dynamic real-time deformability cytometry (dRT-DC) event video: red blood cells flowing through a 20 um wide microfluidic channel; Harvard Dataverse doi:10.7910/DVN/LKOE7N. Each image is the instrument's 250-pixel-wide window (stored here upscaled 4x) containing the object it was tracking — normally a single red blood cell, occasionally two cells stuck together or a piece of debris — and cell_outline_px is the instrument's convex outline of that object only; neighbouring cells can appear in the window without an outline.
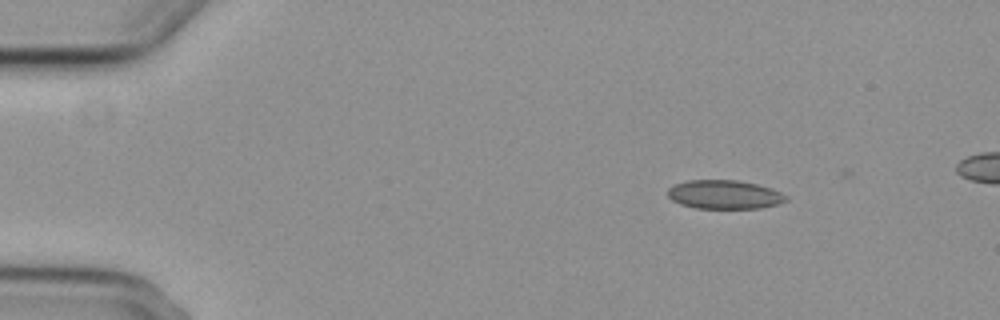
{"species": "common noctule bat (a hibernating species)", "species_latin": "Nyctalus noctula", "temperature_condition": "cold", "stored_images_in_passage": 9, "camera_frame_rate_fps": 3000, "um_per_image_px": 0.085, "animal": {"sex": "female", "body_mass_g": 29.2, "forearm_length_mm": 56.3}, "frame": {"image": 1, "passage_image": 3, "time_ms": 2.333, "image_size_px": [1000, 320], "cell_outline_px": [[788, 200], [776, 204], [760, 208], [696, 208], [680, 204], [672, 200], [668, 196], [668, 188], [676, 184], [688, 180], [736, 180], [756, 184], [772, 188], [788, 196]], "centroid_in_image_um": [61.58, 16.53], "position_along_channel_um": 23.4, "area_um2": 19.77}}
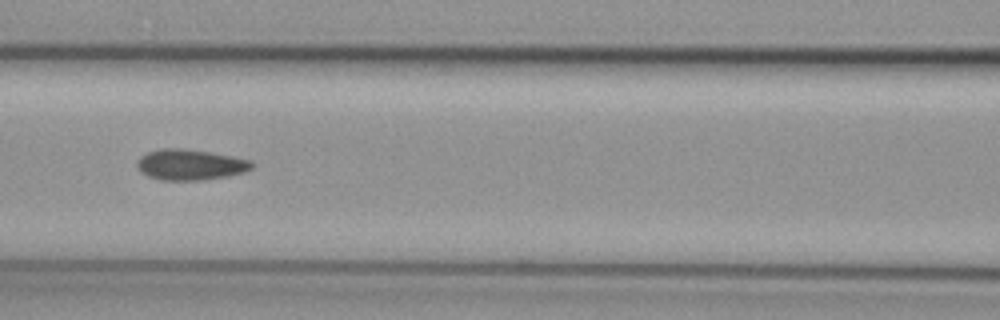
{"frame": {"image": 2, "passage_image": 7, "time_ms": 8.0, "image_size_px": [1000, 320], "cell_outline_px": [[256, 164], [252, 168], [244, 172], [228, 176], [200, 180], [160, 180], [148, 176], [140, 172], [136, 164], [140, 156], [148, 152], [160, 148], [180, 148], [208, 152], [248, 160]], "centroid_in_image_um": [16.13, 14.0], "position_along_channel_um": 150.5, "area_um2": 20.4}}
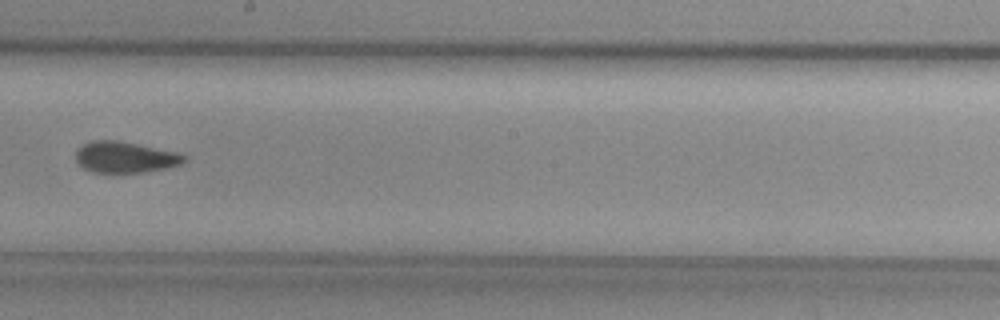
{"frame": {"image": 3, "passage_image": 9, "time_ms": 10.333, "image_size_px": [1000, 320], "cell_outline_px": [[188, 160], [180, 164], [164, 168], [144, 172], [92, 172], [84, 168], [76, 160], [76, 148], [92, 140], [116, 140], [176, 152], [188, 156]], "centroid_in_image_um": [10.63, 13.35], "position_along_channel_um": 237.6, "area_um2": 19.48}}